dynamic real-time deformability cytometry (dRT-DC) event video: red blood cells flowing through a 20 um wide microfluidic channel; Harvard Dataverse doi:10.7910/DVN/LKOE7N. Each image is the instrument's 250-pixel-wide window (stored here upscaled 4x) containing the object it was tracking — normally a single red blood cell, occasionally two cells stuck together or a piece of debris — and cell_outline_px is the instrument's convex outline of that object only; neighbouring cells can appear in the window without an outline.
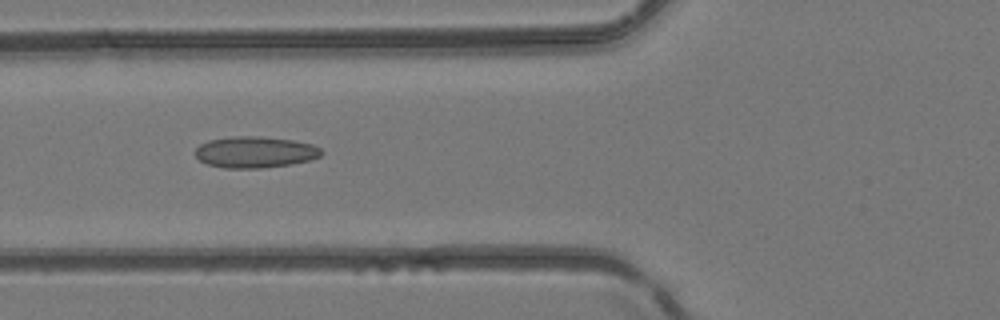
{"species": "common noctule bat (a hibernating species)", "species_latin": "Nyctalus noctula", "temperature_condition": "room temperature", "stored_images_in_passage": 5, "camera_frame_rate_fps": 3000, "um_per_image_px": 0.085, "animal": {"sex": "female", "body_mass_g": 24.6, "forearm_length_mm": 56.2}, "frame": {"image": 1, "passage_image": 5, "time_ms": 1.333, "image_size_px": [1000, 320], "cell_outline_px": [[324, 152], [320, 156], [308, 160], [288, 164], [260, 168], [224, 168], [208, 164], [200, 160], [196, 156], [196, 148], [200, 144], [208, 140], [232, 136], [260, 136], [292, 140], [312, 144], [320, 148]], "centroid_in_image_um": [21.66, 12.92], "position_along_channel_um": 104.1, "area_um2": 22.89}}